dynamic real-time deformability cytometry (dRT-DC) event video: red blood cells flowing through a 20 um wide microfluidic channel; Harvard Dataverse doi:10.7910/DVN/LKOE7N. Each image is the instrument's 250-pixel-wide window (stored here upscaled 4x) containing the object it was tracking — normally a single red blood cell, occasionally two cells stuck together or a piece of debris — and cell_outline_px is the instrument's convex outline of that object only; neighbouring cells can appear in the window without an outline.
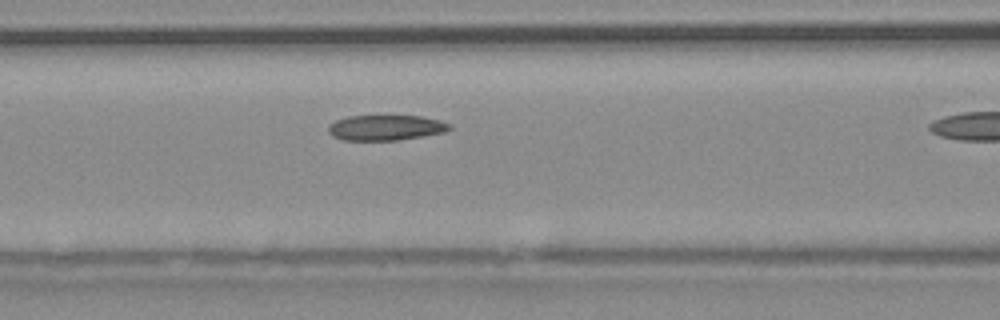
{"species": "common noctule bat (a hibernating species)", "species_latin": "Nyctalus noctula", "temperature_condition": "warm", "stored_images_in_passage": 27, "camera_frame_rate_fps": 3000, "um_per_image_px": 0.085, "animal": {"sex": "male", "body_mass_g": 20.4}, "frame": {"image": 1, "passage_image": 16, "time_ms": 5.0, "image_size_px": [1000, 320], "cell_outline_px": [[452, 128], [444, 132], [424, 136], [396, 140], [340, 140], [332, 136], [328, 132], [328, 124], [336, 120], [348, 116], [420, 116], [440, 120], [452, 124]], "centroid_in_image_um": [32.78, 10.85], "position_along_channel_um": 133.8, "area_um2": 18.03}}